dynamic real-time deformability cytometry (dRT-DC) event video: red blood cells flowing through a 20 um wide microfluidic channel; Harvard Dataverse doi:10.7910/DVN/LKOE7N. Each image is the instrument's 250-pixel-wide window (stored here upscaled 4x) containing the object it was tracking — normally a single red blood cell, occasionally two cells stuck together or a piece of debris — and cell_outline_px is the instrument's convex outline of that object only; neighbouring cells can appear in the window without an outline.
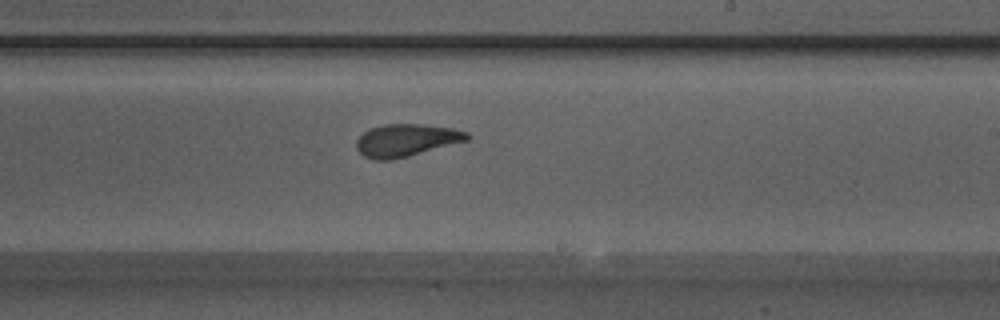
{"species": "Egyptian fruit bat (a non-hibernating species)", "species_latin": "Rousettus aegyptiacus", "temperature_condition": "warm", "stored_images_in_passage": 53, "camera_frame_rate_fps": 3000, "um_per_image_px": 0.085, "animal": {"sex": "male"}, "frame": {"image": 1, "passage_image": 32, "time_ms": 10.333, "image_size_px": [1000, 320], "cell_outline_px": [[472, 136], [468, 140], [408, 156], [392, 160], [376, 160], [364, 156], [356, 148], [356, 140], [364, 132], [372, 128], [384, 124], [420, 124], [452, 128], [468, 132]], "centroid_in_image_um": [34.54, 11.92], "position_along_channel_um": 254.5, "area_um2": 20.81}}
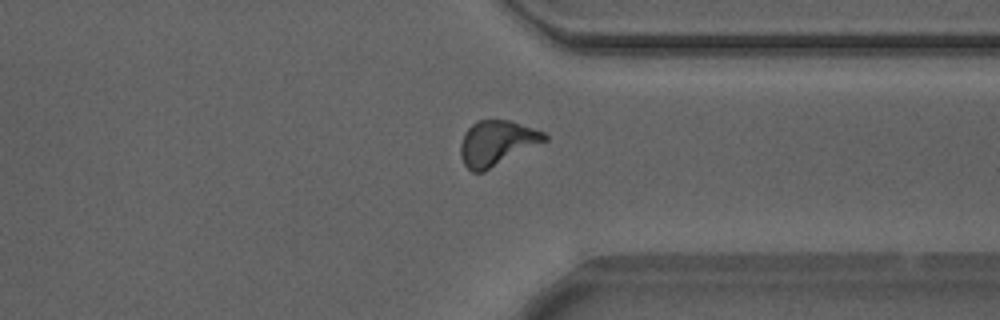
{"frame": {"image": 2, "passage_image": 41, "time_ms": 13.333, "image_size_px": [1000, 320], "cell_outline_px": [[548, 140], [484, 172], [472, 172], [464, 164], [460, 156], [460, 144], [464, 132], [472, 124], [480, 120], [508, 120], [544, 132], [548, 136]], "centroid_in_image_um": [42.21, 12.17], "position_along_channel_um": 369.2, "area_um2": 22.02}}
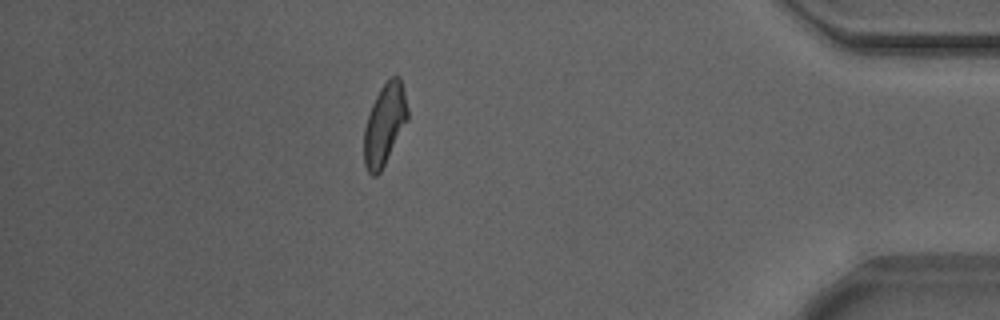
{"frame": {"image": 3, "passage_image": 47, "time_ms": 15.333, "image_size_px": [1000, 320], "cell_outline_px": [[408, 120], [380, 172], [376, 176], [372, 176], [368, 172], [364, 164], [364, 128], [372, 104], [380, 88], [392, 76], [400, 76], [408, 108]], "centroid_in_image_um": [32.69, 10.58], "position_along_channel_um": 402.5, "area_um2": 20.46}, "authors_computed_cell_mechanics": {"area_um2": 20.9814, "velocity_mm_per_s": 3.8569, "shape_relaxation_time_tau1_ms": 4.9946, "shape_relaxation_time_tau2_ms": 1.62, "deformation_change_tau1": 0.1528, "deformation_change_tau2": 0.0799}}